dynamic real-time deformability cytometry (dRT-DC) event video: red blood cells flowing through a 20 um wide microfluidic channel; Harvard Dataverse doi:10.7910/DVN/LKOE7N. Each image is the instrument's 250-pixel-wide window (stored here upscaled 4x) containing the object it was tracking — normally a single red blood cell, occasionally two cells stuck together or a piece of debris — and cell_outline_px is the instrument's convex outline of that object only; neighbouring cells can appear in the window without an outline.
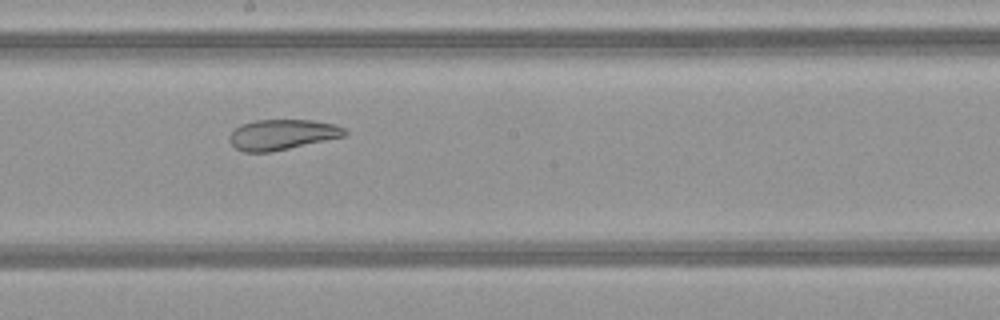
{"species": "common noctule bat (a hibernating species)", "species_latin": "Nyctalus noctula", "temperature_condition": "warm", "stored_images_in_passage": 32, "camera_frame_rate_fps": 3000, "um_per_image_px": 0.085, "animal": {"sex": "female", "body_mass_g": 21.9}, "frame": {"image": 1, "passage_image": 14, "time_ms": 4.333, "image_size_px": [1000, 320], "cell_outline_px": [[348, 132], [344, 136], [272, 152], [244, 152], [236, 148], [228, 140], [228, 136], [240, 124], [256, 120], [312, 120], [336, 124], [344, 128]], "centroid_in_image_um": [23.97, 11.44], "position_along_channel_um": 224.2, "area_um2": 20.4}, "authors_computed_cell_mechanics": {"area_um2": 23.12, "velocity_mm_per_s": 4.1329, "shape_relaxation_time_tau1_ms": null, "shape_relaxation_time_tau2_ms": 2.1451, "deformation_change_tau1": null, "deformation_change_tau2": 0.0961}}